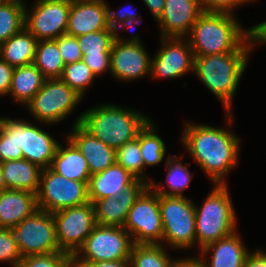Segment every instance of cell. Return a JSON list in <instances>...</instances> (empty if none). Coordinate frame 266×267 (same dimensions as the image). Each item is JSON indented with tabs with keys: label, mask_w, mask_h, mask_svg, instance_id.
<instances>
[{
	"label": "cell",
	"mask_w": 266,
	"mask_h": 267,
	"mask_svg": "<svg viewBox=\"0 0 266 267\" xmlns=\"http://www.w3.org/2000/svg\"><path fill=\"white\" fill-rule=\"evenodd\" d=\"M72 0H36L25 8V28L38 40H54L66 33ZM30 10V11H29Z\"/></svg>",
	"instance_id": "5bb4252c"
},
{
	"label": "cell",
	"mask_w": 266,
	"mask_h": 267,
	"mask_svg": "<svg viewBox=\"0 0 266 267\" xmlns=\"http://www.w3.org/2000/svg\"><path fill=\"white\" fill-rule=\"evenodd\" d=\"M111 29L105 0H73L66 33L74 37Z\"/></svg>",
	"instance_id": "d6986e66"
},
{
	"label": "cell",
	"mask_w": 266,
	"mask_h": 267,
	"mask_svg": "<svg viewBox=\"0 0 266 267\" xmlns=\"http://www.w3.org/2000/svg\"><path fill=\"white\" fill-rule=\"evenodd\" d=\"M148 186L149 184L142 179L135 178L123 191L114 197L96 200L93 203L96 224L123 227L129 210Z\"/></svg>",
	"instance_id": "e0dca14e"
},
{
	"label": "cell",
	"mask_w": 266,
	"mask_h": 267,
	"mask_svg": "<svg viewBox=\"0 0 266 267\" xmlns=\"http://www.w3.org/2000/svg\"><path fill=\"white\" fill-rule=\"evenodd\" d=\"M142 21H139L138 19L136 18H133V17H128L125 21H123L115 30V34H118L119 33V30L120 29H126L127 28L129 29L130 27H133L137 24H141ZM131 29V28H130Z\"/></svg>",
	"instance_id": "681fc988"
},
{
	"label": "cell",
	"mask_w": 266,
	"mask_h": 267,
	"mask_svg": "<svg viewBox=\"0 0 266 267\" xmlns=\"http://www.w3.org/2000/svg\"><path fill=\"white\" fill-rule=\"evenodd\" d=\"M82 61L92 70L96 77L109 70L111 53H101V55L82 54Z\"/></svg>",
	"instance_id": "60d3db41"
},
{
	"label": "cell",
	"mask_w": 266,
	"mask_h": 267,
	"mask_svg": "<svg viewBox=\"0 0 266 267\" xmlns=\"http://www.w3.org/2000/svg\"><path fill=\"white\" fill-rule=\"evenodd\" d=\"M14 67L0 57V96L9 94Z\"/></svg>",
	"instance_id": "ee69618b"
},
{
	"label": "cell",
	"mask_w": 266,
	"mask_h": 267,
	"mask_svg": "<svg viewBox=\"0 0 266 267\" xmlns=\"http://www.w3.org/2000/svg\"><path fill=\"white\" fill-rule=\"evenodd\" d=\"M227 185H215L202 206L194 204L199 250L237 230V216Z\"/></svg>",
	"instance_id": "5b68a950"
},
{
	"label": "cell",
	"mask_w": 266,
	"mask_h": 267,
	"mask_svg": "<svg viewBox=\"0 0 266 267\" xmlns=\"http://www.w3.org/2000/svg\"><path fill=\"white\" fill-rule=\"evenodd\" d=\"M130 109L103 103L81 113L74 124L80 123L104 144L117 150L135 139L150 120L138 110Z\"/></svg>",
	"instance_id": "277c9868"
},
{
	"label": "cell",
	"mask_w": 266,
	"mask_h": 267,
	"mask_svg": "<svg viewBox=\"0 0 266 267\" xmlns=\"http://www.w3.org/2000/svg\"><path fill=\"white\" fill-rule=\"evenodd\" d=\"M21 258L12 229L0 228V262H8L16 267Z\"/></svg>",
	"instance_id": "74e56055"
},
{
	"label": "cell",
	"mask_w": 266,
	"mask_h": 267,
	"mask_svg": "<svg viewBox=\"0 0 266 267\" xmlns=\"http://www.w3.org/2000/svg\"><path fill=\"white\" fill-rule=\"evenodd\" d=\"M66 141V148L58 144L50 168L68 180L89 182L91 174L85 157L69 138Z\"/></svg>",
	"instance_id": "cb8c5ba5"
},
{
	"label": "cell",
	"mask_w": 266,
	"mask_h": 267,
	"mask_svg": "<svg viewBox=\"0 0 266 267\" xmlns=\"http://www.w3.org/2000/svg\"><path fill=\"white\" fill-rule=\"evenodd\" d=\"M242 241L238 232L234 231L207 245L200 250L201 256H198L203 267H243L249 250ZM208 255L210 260H207Z\"/></svg>",
	"instance_id": "44dd1931"
},
{
	"label": "cell",
	"mask_w": 266,
	"mask_h": 267,
	"mask_svg": "<svg viewBox=\"0 0 266 267\" xmlns=\"http://www.w3.org/2000/svg\"><path fill=\"white\" fill-rule=\"evenodd\" d=\"M33 64L46 79H60L65 63L55 39L38 41Z\"/></svg>",
	"instance_id": "f1b7e54d"
},
{
	"label": "cell",
	"mask_w": 266,
	"mask_h": 267,
	"mask_svg": "<svg viewBox=\"0 0 266 267\" xmlns=\"http://www.w3.org/2000/svg\"><path fill=\"white\" fill-rule=\"evenodd\" d=\"M189 163L181 164L176 155H169L165 160L168 171L165 184L151 182L149 186L158 194L163 196H184V190L192 181V173L188 170ZM166 187V189H165ZM168 187V189H167Z\"/></svg>",
	"instance_id": "83f0119b"
},
{
	"label": "cell",
	"mask_w": 266,
	"mask_h": 267,
	"mask_svg": "<svg viewBox=\"0 0 266 267\" xmlns=\"http://www.w3.org/2000/svg\"><path fill=\"white\" fill-rule=\"evenodd\" d=\"M80 267H131V260H115V261H94V262H73Z\"/></svg>",
	"instance_id": "f6af8a7d"
},
{
	"label": "cell",
	"mask_w": 266,
	"mask_h": 267,
	"mask_svg": "<svg viewBox=\"0 0 266 267\" xmlns=\"http://www.w3.org/2000/svg\"><path fill=\"white\" fill-rule=\"evenodd\" d=\"M4 117H0V128H1V124H2V120Z\"/></svg>",
	"instance_id": "f5cc1de1"
},
{
	"label": "cell",
	"mask_w": 266,
	"mask_h": 267,
	"mask_svg": "<svg viewBox=\"0 0 266 267\" xmlns=\"http://www.w3.org/2000/svg\"><path fill=\"white\" fill-rule=\"evenodd\" d=\"M123 228L134 244H162L163 224L159 195L148 186L129 210Z\"/></svg>",
	"instance_id": "30bf717a"
},
{
	"label": "cell",
	"mask_w": 266,
	"mask_h": 267,
	"mask_svg": "<svg viewBox=\"0 0 266 267\" xmlns=\"http://www.w3.org/2000/svg\"><path fill=\"white\" fill-rule=\"evenodd\" d=\"M60 250L73 256L92 232L95 207L91 201L52 213Z\"/></svg>",
	"instance_id": "7c38bea8"
},
{
	"label": "cell",
	"mask_w": 266,
	"mask_h": 267,
	"mask_svg": "<svg viewBox=\"0 0 266 267\" xmlns=\"http://www.w3.org/2000/svg\"><path fill=\"white\" fill-rule=\"evenodd\" d=\"M182 144L213 185L227 184L228 172L239 162L240 138L228 129L185 123Z\"/></svg>",
	"instance_id": "6da1fadb"
},
{
	"label": "cell",
	"mask_w": 266,
	"mask_h": 267,
	"mask_svg": "<svg viewBox=\"0 0 266 267\" xmlns=\"http://www.w3.org/2000/svg\"><path fill=\"white\" fill-rule=\"evenodd\" d=\"M7 189L25 190L37 194L41 168L22 158L1 163Z\"/></svg>",
	"instance_id": "d4e9b609"
},
{
	"label": "cell",
	"mask_w": 266,
	"mask_h": 267,
	"mask_svg": "<svg viewBox=\"0 0 266 267\" xmlns=\"http://www.w3.org/2000/svg\"><path fill=\"white\" fill-rule=\"evenodd\" d=\"M38 40L24 28L0 44V57L12 67L32 64Z\"/></svg>",
	"instance_id": "484cf974"
},
{
	"label": "cell",
	"mask_w": 266,
	"mask_h": 267,
	"mask_svg": "<svg viewBox=\"0 0 266 267\" xmlns=\"http://www.w3.org/2000/svg\"><path fill=\"white\" fill-rule=\"evenodd\" d=\"M25 2L0 1V44L25 28Z\"/></svg>",
	"instance_id": "f546056e"
},
{
	"label": "cell",
	"mask_w": 266,
	"mask_h": 267,
	"mask_svg": "<svg viewBox=\"0 0 266 267\" xmlns=\"http://www.w3.org/2000/svg\"><path fill=\"white\" fill-rule=\"evenodd\" d=\"M243 267H266V252L259 248L249 252L245 258Z\"/></svg>",
	"instance_id": "bcb514c9"
},
{
	"label": "cell",
	"mask_w": 266,
	"mask_h": 267,
	"mask_svg": "<svg viewBox=\"0 0 266 267\" xmlns=\"http://www.w3.org/2000/svg\"><path fill=\"white\" fill-rule=\"evenodd\" d=\"M161 47L151 61L150 77L176 79L194 72V53L186 37H160Z\"/></svg>",
	"instance_id": "9a60e30c"
},
{
	"label": "cell",
	"mask_w": 266,
	"mask_h": 267,
	"mask_svg": "<svg viewBox=\"0 0 266 267\" xmlns=\"http://www.w3.org/2000/svg\"><path fill=\"white\" fill-rule=\"evenodd\" d=\"M45 81L46 78L33 63L15 67L8 95L13 97V101L27 105L43 87Z\"/></svg>",
	"instance_id": "4316f807"
},
{
	"label": "cell",
	"mask_w": 266,
	"mask_h": 267,
	"mask_svg": "<svg viewBox=\"0 0 266 267\" xmlns=\"http://www.w3.org/2000/svg\"><path fill=\"white\" fill-rule=\"evenodd\" d=\"M254 0H199L200 7L204 12H235V8L250 3Z\"/></svg>",
	"instance_id": "ab89813d"
},
{
	"label": "cell",
	"mask_w": 266,
	"mask_h": 267,
	"mask_svg": "<svg viewBox=\"0 0 266 267\" xmlns=\"http://www.w3.org/2000/svg\"><path fill=\"white\" fill-rule=\"evenodd\" d=\"M55 40L65 65L82 60L83 55L79 48L77 37L65 33Z\"/></svg>",
	"instance_id": "f35d334b"
},
{
	"label": "cell",
	"mask_w": 266,
	"mask_h": 267,
	"mask_svg": "<svg viewBox=\"0 0 266 267\" xmlns=\"http://www.w3.org/2000/svg\"><path fill=\"white\" fill-rule=\"evenodd\" d=\"M7 190L5 181H4V175H3V170L1 167V163H0V192Z\"/></svg>",
	"instance_id": "f907efd6"
},
{
	"label": "cell",
	"mask_w": 266,
	"mask_h": 267,
	"mask_svg": "<svg viewBox=\"0 0 266 267\" xmlns=\"http://www.w3.org/2000/svg\"><path fill=\"white\" fill-rule=\"evenodd\" d=\"M250 52L213 53L194 57V72L226 109L227 124L233 123L232 102L246 70Z\"/></svg>",
	"instance_id": "3957f363"
},
{
	"label": "cell",
	"mask_w": 266,
	"mask_h": 267,
	"mask_svg": "<svg viewBox=\"0 0 266 267\" xmlns=\"http://www.w3.org/2000/svg\"><path fill=\"white\" fill-rule=\"evenodd\" d=\"M95 77L92 70L81 60L65 65L60 79L83 97Z\"/></svg>",
	"instance_id": "e575fe53"
},
{
	"label": "cell",
	"mask_w": 266,
	"mask_h": 267,
	"mask_svg": "<svg viewBox=\"0 0 266 267\" xmlns=\"http://www.w3.org/2000/svg\"><path fill=\"white\" fill-rule=\"evenodd\" d=\"M163 242L173 249L196 246L195 207L185 196L159 195Z\"/></svg>",
	"instance_id": "8992f818"
},
{
	"label": "cell",
	"mask_w": 266,
	"mask_h": 267,
	"mask_svg": "<svg viewBox=\"0 0 266 267\" xmlns=\"http://www.w3.org/2000/svg\"><path fill=\"white\" fill-rule=\"evenodd\" d=\"M23 158L15 142V119L4 117L0 128V163Z\"/></svg>",
	"instance_id": "d590c367"
},
{
	"label": "cell",
	"mask_w": 266,
	"mask_h": 267,
	"mask_svg": "<svg viewBox=\"0 0 266 267\" xmlns=\"http://www.w3.org/2000/svg\"><path fill=\"white\" fill-rule=\"evenodd\" d=\"M72 256L64 251L22 257L16 267H68Z\"/></svg>",
	"instance_id": "8d00e7d4"
},
{
	"label": "cell",
	"mask_w": 266,
	"mask_h": 267,
	"mask_svg": "<svg viewBox=\"0 0 266 267\" xmlns=\"http://www.w3.org/2000/svg\"><path fill=\"white\" fill-rule=\"evenodd\" d=\"M115 31L112 29L100 30L77 37V42L82 54L101 55L111 53Z\"/></svg>",
	"instance_id": "836d02e7"
},
{
	"label": "cell",
	"mask_w": 266,
	"mask_h": 267,
	"mask_svg": "<svg viewBox=\"0 0 266 267\" xmlns=\"http://www.w3.org/2000/svg\"><path fill=\"white\" fill-rule=\"evenodd\" d=\"M70 132L67 138L85 157L91 175L102 172L116 163V150L92 135L80 123L74 124Z\"/></svg>",
	"instance_id": "ffe728a7"
},
{
	"label": "cell",
	"mask_w": 266,
	"mask_h": 267,
	"mask_svg": "<svg viewBox=\"0 0 266 267\" xmlns=\"http://www.w3.org/2000/svg\"><path fill=\"white\" fill-rule=\"evenodd\" d=\"M15 142L23 158L41 169L50 167L59 144L48 132L23 119H15Z\"/></svg>",
	"instance_id": "2e32d148"
},
{
	"label": "cell",
	"mask_w": 266,
	"mask_h": 267,
	"mask_svg": "<svg viewBox=\"0 0 266 267\" xmlns=\"http://www.w3.org/2000/svg\"><path fill=\"white\" fill-rule=\"evenodd\" d=\"M145 6L150 10L152 16L157 20L162 14L166 0H143Z\"/></svg>",
	"instance_id": "7dc6e473"
},
{
	"label": "cell",
	"mask_w": 266,
	"mask_h": 267,
	"mask_svg": "<svg viewBox=\"0 0 266 267\" xmlns=\"http://www.w3.org/2000/svg\"><path fill=\"white\" fill-rule=\"evenodd\" d=\"M110 56V73L123 82L150 76L151 56L148 55L139 35L125 39L115 34Z\"/></svg>",
	"instance_id": "4fadbf2b"
},
{
	"label": "cell",
	"mask_w": 266,
	"mask_h": 267,
	"mask_svg": "<svg viewBox=\"0 0 266 267\" xmlns=\"http://www.w3.org/2000/svg\"><path fill=\"white\" fill-rule=\"evenodd\" d=\"M135 178L122 166L115 163L106 170L90 176L88 199L92 203L105 197H114Z\"/></svg>",
	"instance_id": "603a6c76"
},
{
	"label": "cell",
	"mask_w": 266,
	"mask_h": 267,
	"mask_svg": "<svg viewBox=\"0 0 266 267\" xmlns=\"http://www.w3.org/2000/svg\"><path fill=\"white\" fill-rule=\"evenodd\" d=\"M116 163L128 171L134 178H139L150 184L149 179L144 171L142 152L140 149L139 132L135 139L125 143L116 150Z\"/></svg>",
	"instance_id": "d6a6232c"
},
{
	"label": "cell",
	"mask_w": 266,
	"mask_h": 267,
	"mask_svg": "<svg viewBox=\"0 0 266 267\" xmlns=\"http://www.w3.org/2000/svg\"><path fill=\"white\" fill-rule=\"evenodd\" d=\"M156 132V126L151 119L139 131V142L144 169L147 166L160 164L166 156L165 143Z\"/></svg>",
	"instance_id": "4dcf8cb0"
},
{
	"label": "cell",
	"mask_w": 266,
	"mask_h": 267,
	"mask_svg": "<svg viewBox=\"0 0 266 267\" xmlns=\"http://www.w3.org/2000/svg\"><path fill=\"white\" fill-rule=\"evenodd\" d=\"M204 11L199 0H166L162 14L156 20L161 37H186Z\"/></svg>",
	"instance_id": "ac0fdd59"
},
{
	"label": "cell",
	"mask_w": 266,
	"mask_h": 267,
	"mask_svg": "<svg viewBox=\"0 0 266 267\" xmlns=\"http://www.w3.org/2000/svg\"><path fill=\"white\" fill-rule=\"evenodd\" d=\"M133 246L131 235L123 227L96 224L84 244L72 256V262L130 259Z\"/></svg>",
	"instance_id": "52a82bcc"
},
{
	"label": "cell",
	"mask_w": 266,
	"mask_h": 267,
	"mask_svg": "<svg viewBox=\"0 0 266 267\" xmlns=\"http://www.w3.org/2000/svg\"><path fill=\"white\" fill-rule=\"evenodd\" d=\"M239 23L232 13L203 12L186 36L194 56L250 52L246 29Z\"/></svg>",
	"instance_id": "7a4b0ae2"
},
{
	"label": "cell",
	"mask_w": 266,
	"mask_h": 267,
	"mask_svg": "<svg viewBox=\"0 0 266 267\" xmlns=\"http://www.w3.org/2000/svg\"><path fill=\"white\" fill-rule=\"evenodd\" d=\"M82 98L61 79H46L26 107L38 122L52 125L71 115Z\"/></svg>",
	"instance_id": "ba28073f"
},
{
	"label": "cell",
	"mask_w": 266,
	"mask_h": 267,
	"mask_svg": "<svg viewBox=\"0 0 266 267\" xmlns=\"http://www.w3.org/2000/svg\"><path fill=\"white\" fill-rule=\"evenodd\" d=\"M68 267H80V266H77L72 262Z\"/></svg>",
	"instance_id": "816d5d0a"
},
{
	"label": "cell",
	"mask_w": 266,
	"mask_h": 267,
	"mask_svg": "<svg viewBox=\"0 0 266 267\" xmlns=\"http://www.w3.org/2000/svg\"><path fill=\"white\" fill-rule=\"evenodd\" d=\"M22 257L61 252L52 213L37 209L12 229Z\"/></svg>",
	"instance_id": "8fae6325"
},
{
	"label": "cell",
	"mask_w": 266,
	"mask_h": 267,
	"mask_svg": "<svg viewBox=\"0 0 266 267\" xmlns=\"http://www.w3.org/2000/svg\"><path fill=\"white\" fill-rule=\"evenodd\" d=\"M38 209L36 194L16 189L0 192V228L13 229Z\"/></svg>",
	"instance_id": "7402d4cb"
},
{
	"label": "cell",
	"mask_w": 266,
	"mask_h": 267,
	"mask_svg": "<svg viewBox=\"0 0 266 267\" xmlns=\"http://www.w3.org/2000/svg\"><path fill=\"white\" fill-rule=\"evenodd\" d=\"M108 5V23L110 25V28L112 30H116V28L123 22L125 21L128 17H133L138 19L139 21H142L139 17H141L140 15L138 16V14L136 12H132V8L128 9V8H122L120 6V9H118L117 11H112L111 8ZM124 9V10H123Z\"/></svg>",
	"instance_id": "7bdbcfd3"
},
{
	"label": "cell",
	"mask_w": 266,
	"mask_h": 267,
	"mask_svg": "<svg viewBox=\"0 0 266 267\" xmlns=\"http://www.w3.org/2000/svg\"><path fill=\"white\" fill-rule=\"evenodd\" d=\"M164 248L162 244H134L131 267H172L175 259Z\"/></svg>",
	"instance_id": "1f68e13d"
},
{
	"label": "cell",
	"mask_w": 266,
	"mask_h": 267,
	"mask_svg": "<svg viewBox=\"0 0 266 267\" xmlns=\"http://www.w3.org/2000/svg\"><path fill=\"white\" fill-rule=\"evenodd\" d=\"M246 35L250 52L256 45L263 43L266 44V21L246 29Z\"/></svg>",
	"instance_id": "b9f144b4"
},
{
	"label": "cell",
	"mask_w": 266,
	"mask_h": 267,
	"mask_svg": "<svg viewBox=\"0 0 266 267\" xmlns=\"http://www.w3.org/2000/svg\"><path fill=\"white\" fill-rule=\"evenodd\" d=\"M172 267H203V263L198 256H191L189 258L185 257L184 259H175Z\"/></svg>",
	"instance_id": "c3c4849f"
},
{
	"label": "cell",
	"mask_w": 266,
	"mask_h": 267,
	"mask_svg": "<svg viewBox=\"0 0 266 267\" xmlns=\"http://www.w3.org/2000/svg\"><path fill=\"white\" fill-rule=\"evenodd\" d=\"M88 182L68 180L50 167L42 169L36 194L38 209L56 211L85 204L88 199Z\"/></svg>",
	"instance_id": "9c48e42d"
}]
</instances>
